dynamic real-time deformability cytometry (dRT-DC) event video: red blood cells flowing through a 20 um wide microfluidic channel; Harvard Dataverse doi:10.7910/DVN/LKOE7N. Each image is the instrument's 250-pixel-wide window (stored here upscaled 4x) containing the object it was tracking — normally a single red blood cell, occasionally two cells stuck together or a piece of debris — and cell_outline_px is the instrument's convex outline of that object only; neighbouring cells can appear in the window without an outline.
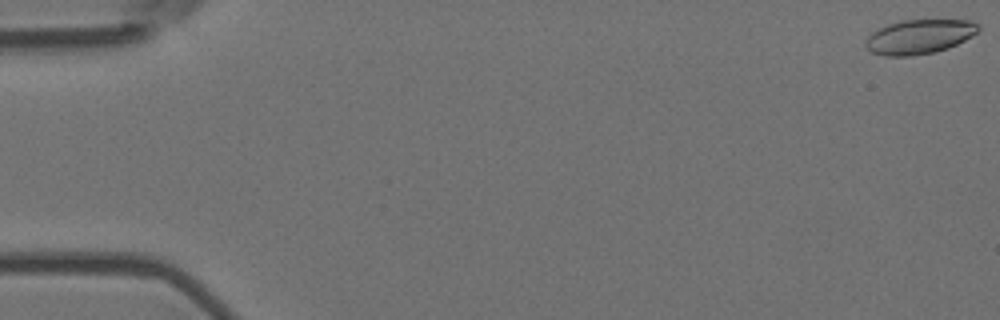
{"species": "Egyptian fruit bat (a non-hibernating species)", "species_latin": "Rousettus aegyptiacus", "temperature_condition": "room temperature", "stored_images_in_passage": 9, "camera_frame_rate_fps": 3000, "um_per_image_px": 0.085, "animal": {"sex": "female"}, "frame": {"image": 1, "passage_image": 1, "time_ms": 0.0, "image_size_px": [1000, 320], "cell_outline_px": [[980, 28], [972, 36], [948, 48], [936, 52], [912, 56], [884, 56], [872, 52], [864, 44], [864, 40], [872, 32], [888, 24], [900, 20], [972, 20], [980, 24]], "centroid_in_image_um": [78.14, 3.12], "position_along_channel_um": 6.9, "area_um2": 22.72}}
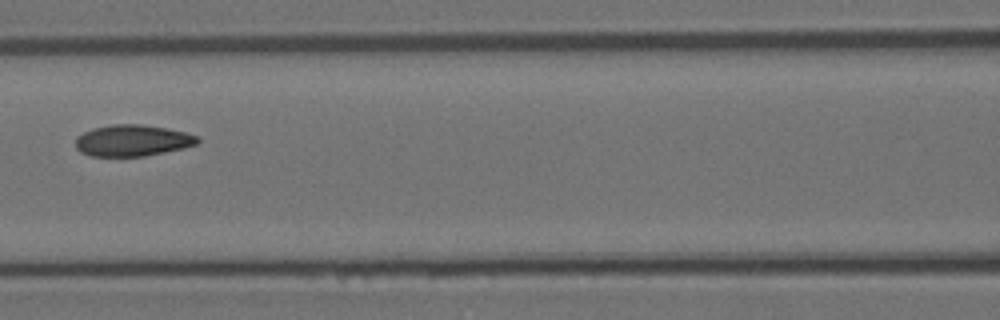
{"frame": {"image": 2, "passage_image": 8, "time_ms": 2.333, "image_size_px": [1000, 320], "cell_outline_px": [[200, 140], [196, 144], [184, 148], [144, 156], [92, 156], [80, 152], [76, 148], [76, 136], [92, 128], [112, 124], [140, 124], [164, 128], [184, 132], [196, 136]], "centroid_in_image_um": [11.22, 11.94], "position_along_channel_um": 155.4, "area_um2": 22.2}}
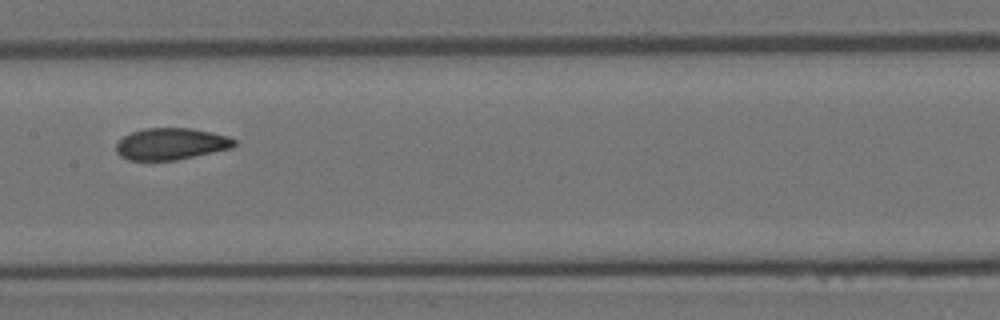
{"frame": {"image": 3, "passage_image": 9, "time_ms": 2.667, "image_size_px": [1000, 320], "cell_outline_px": [[236, 144], [232, 148], [176, 160], [128, 160], [120, 156], [116, 152], [116, 144], [124, 136], [132, 132], [144, 128], [188, 128], [212, 132], [228, 136], [236, 140]], "centroid_in_image_um": [14.54, 12.23], "position_along_channel_um": 192.9, "area_um2": 21.79}}